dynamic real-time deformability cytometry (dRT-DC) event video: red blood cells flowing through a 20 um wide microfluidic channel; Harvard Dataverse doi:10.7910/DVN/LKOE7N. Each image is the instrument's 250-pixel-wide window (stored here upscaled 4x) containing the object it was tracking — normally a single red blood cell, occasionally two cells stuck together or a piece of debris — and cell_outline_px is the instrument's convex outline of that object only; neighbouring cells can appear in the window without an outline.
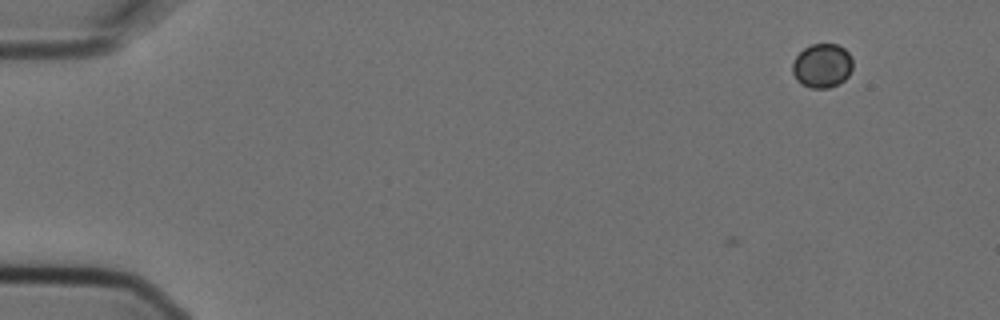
{"species": "Egyptian fruit bat (a non-hibernating species)", "species_latin": "Rousettus aegyptiacus", "temperature_condition": "cold", "stored_images_in_passage": 8, "camera_frame_rate_fps": 3000, "um_per_image_px": 0.085, "animal": {"sex": "female"}, "frame": {"image": 1, "passage_image": 1, "time_ms": 0.0, "image_size_px": [1000, 320], "cell_outline_px": [[852, 68], [848, 76], [840, 84], [828, 88], [812, 88], [796, 80], [792, 72], [792, 64], [796, 56], [804, 48], [812, 44], [836, 44], [844, 48], [852, 56]], "centroid_in_image_um": [69.89, 5.58], "position_along_channel_um": 15.1, "area_um2": 15.55}}
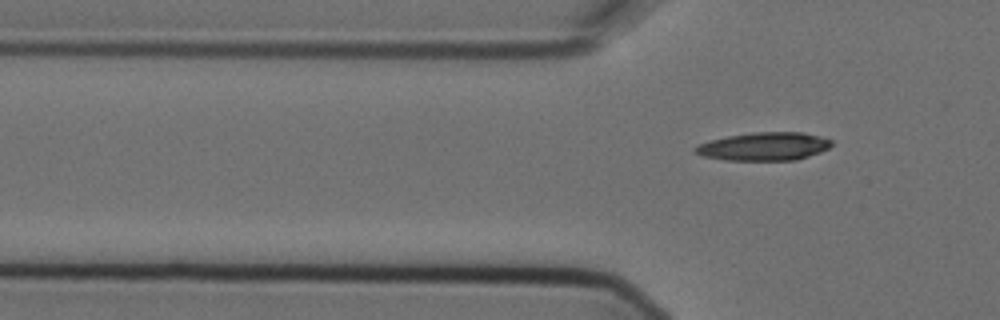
{"frame": {"image": 2, "passage_image": 8, "time_ms": 2.333, "image_size_px": [1000, 320], "cell_outline_px": [[832, 144], [828, 148], [820, 152], [796, 160], [724, 160], [704, 156], [692, 152], [692, 148], [700, 144], [712, 140], [728, 136], [752, 132], [800, 132], [820, 136], [832, 140]], "centroid_in_image_um": [64.93, 12.45], "position_along_channel_um": 60.9, "area_um2": 22.31}}